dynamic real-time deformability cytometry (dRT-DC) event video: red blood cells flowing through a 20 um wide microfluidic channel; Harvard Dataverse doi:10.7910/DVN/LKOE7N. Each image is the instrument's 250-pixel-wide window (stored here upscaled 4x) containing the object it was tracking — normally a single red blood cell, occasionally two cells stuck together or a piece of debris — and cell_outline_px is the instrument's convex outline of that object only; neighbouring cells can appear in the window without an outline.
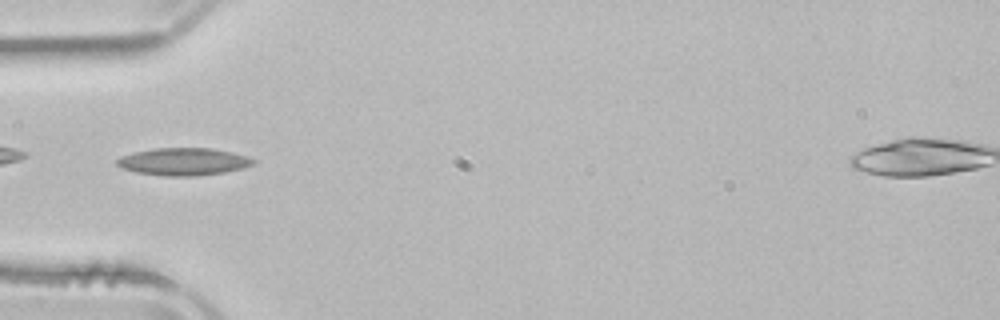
{"species": "common noctule bat (a hibernating species)", "species_latin": "Nyctalus noctula", "temperature_condition": "room temperature", "stored_images_in_passage": 3, "camera_frame_rate_fps": 3000, "um_per_image_px": 0.085, "animal": {"sex": "male", "body_mass_g": 21.5, "forearm_length_mm": 52.0}, "frame": {"image": 1, "passage_image": 3, "time_ms": 4.333, "image_size_px": [1000, 320], "cell_outline_px": [[256, 164], [244, 168], [224, 172], [196, 176], [164, 176], [136, 172], [120, 168], [116, 164], [116, 160], [120, 156], [136, 152], [156, 148], [212, 148], [232, 152], [248, 156], [256, 160]], "centroid_in_image_um": [15.63, 13.74], "position_along_channel_um": 69.4, "area_um2": 21.96}}